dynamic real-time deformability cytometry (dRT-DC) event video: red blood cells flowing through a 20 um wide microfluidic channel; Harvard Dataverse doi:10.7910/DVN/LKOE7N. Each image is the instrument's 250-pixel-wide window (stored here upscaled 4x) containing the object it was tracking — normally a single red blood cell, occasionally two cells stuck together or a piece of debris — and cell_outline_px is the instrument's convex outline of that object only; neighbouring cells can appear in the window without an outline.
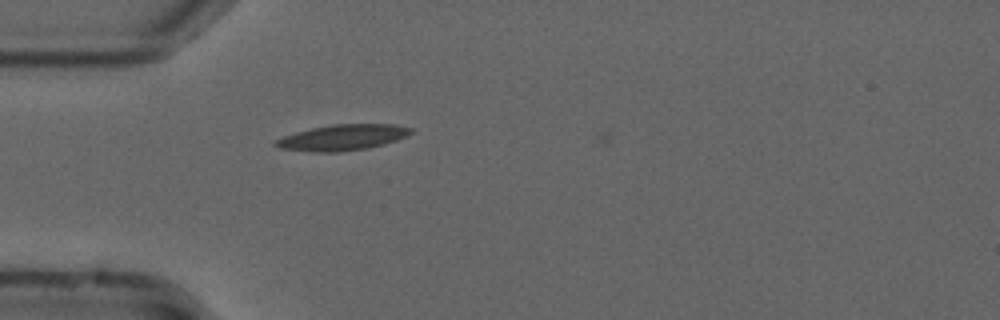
{"species": "common noctule bat (a hibernating species)", "species_latin": "Nyctalus noctula", "temperature_condition": "cold", "stored_images_in_passage": 2, "camera_frame_rate_fps": 3000, "um_per_image_px": 0.085, "animal": {"sex": "male", "forearm_length_mm": 52.5}, "frame": {"image": 1, "passage_image": 1, "time_ms": 0.0, "image_size_px": [1000, 320], "cell_outline_px": [[412, 132], [408, 136], [384, 144], [368, 148], [336, 152], [312, 152], [280, 148], [272, 144], [276, 140], [284, 136], [296, 132], [312, 128], [332, 124], [396, 124], [412, 128]], "centroid_in_image_um": [29.13, 11.68], "position_along_channel_um": 55.9, "area_um2": 20.35}}